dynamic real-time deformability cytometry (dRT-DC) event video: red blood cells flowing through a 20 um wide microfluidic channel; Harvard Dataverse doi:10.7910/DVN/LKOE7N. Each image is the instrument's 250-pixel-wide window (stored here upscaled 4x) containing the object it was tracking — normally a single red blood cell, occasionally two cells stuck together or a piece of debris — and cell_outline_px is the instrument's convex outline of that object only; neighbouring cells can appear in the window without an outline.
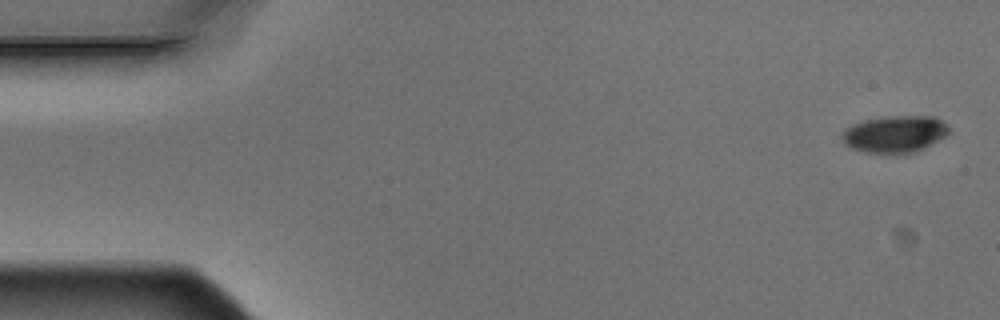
{"species": "Egyptian fruit bat (a non-hibernating species)", "species_latin": "Rousettus aegyptiacus", "temperature_condition": "warm", "stored_images_in_passage": 4, "camera_frame_rate_fps": 3000, "um_per_image_px": 0.085, "animal": {"sex": "male"}, "frame": {"image": 1, "passage_image": 1, "time_ms": 0.0, "image_size_px": [1000, 320], "cell_outline_px": [[948, 132], [944, 136], [916, 152], [904, 156], [896, 156], [864, 152], [852, 148], [844, 144], [840, 136], [852, 124], [864, 120], [888, 116], [936, 116], [948, 128]], "centroid_in_image_um": [76.02, 11.44], "position_along_channel_um": 9.0, "area_um2": 23.35}}
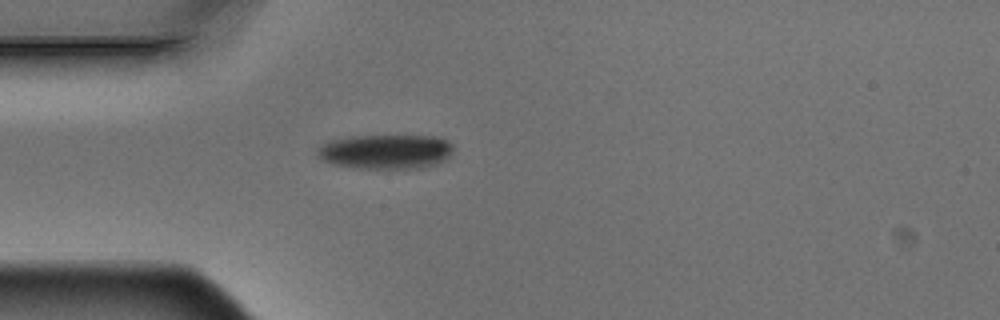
{"frame": {"image": 2, "passage_image": 4, "time_ms": 1.0, "image_size_px": [1000, 320], "cell_outline_px": [[452, 152], [440, 164], [424, 168], [360, 168], [336, 164], [320, 160], [316, 156], [316, 148], [332, 140], [352, 136], [440, 136], [448, 140], [452, 144]], "centroid_in_image_um": [32.82, 12.89], "position_along_channel_um": 52.2, "area_um2": 27.51}}